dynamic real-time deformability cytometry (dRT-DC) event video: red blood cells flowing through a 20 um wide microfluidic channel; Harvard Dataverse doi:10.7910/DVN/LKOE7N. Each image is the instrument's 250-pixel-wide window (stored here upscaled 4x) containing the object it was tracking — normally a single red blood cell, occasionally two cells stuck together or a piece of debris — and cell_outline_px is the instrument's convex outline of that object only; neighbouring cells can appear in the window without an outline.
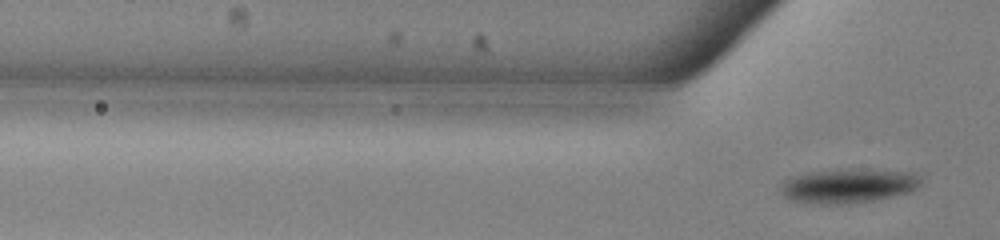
{"species": "common noctule bat (a hibernating species)", "species_latin": "Nyctalus noctula", "temperature_condition": "warm", "stored_images_in_passage": 3, "camera_frame_rate_fps": 3000, "um_per_image_px": 0.085, "animal": {"sex": "male", "body_mass_g": 13.0, "forearm_length_mm": 53.1}, "frame": {"image": 1, "passage_image": 3, "time_ms": 0.667, "image_size_px": [1000, 240], "cell_outline_px": [[924, 180], [912, 192], [872, 200], [848, 204], [816, 204], [792, 200], [784, 196], [780, 192], [780, 184], [784, 180], [792, 176], [808, 172], [836, 168], [868, 168], [916, 172]], "centroid_in_image_um": [72.14, 15.76], "position_along_channel_um": 53.7, "area_um2": 29.02}}